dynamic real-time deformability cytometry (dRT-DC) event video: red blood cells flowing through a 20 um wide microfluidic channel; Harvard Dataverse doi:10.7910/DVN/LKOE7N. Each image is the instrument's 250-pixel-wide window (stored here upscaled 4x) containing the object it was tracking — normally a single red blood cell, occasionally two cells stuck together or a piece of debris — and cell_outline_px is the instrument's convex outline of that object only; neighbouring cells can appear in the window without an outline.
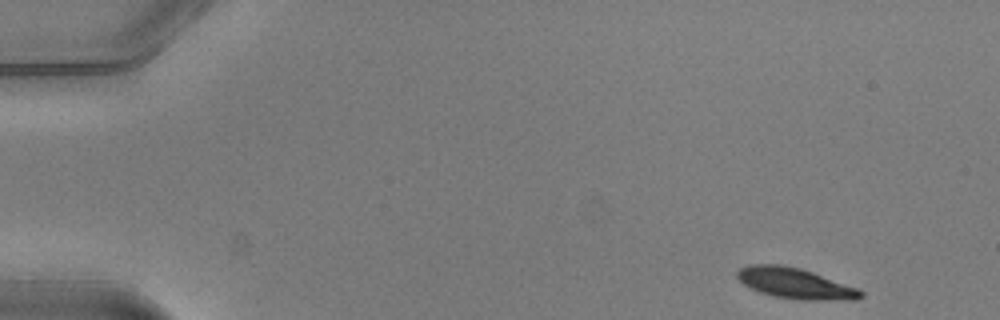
{"species": "common noctule bat (a hibernating species)", "species_latin": "Nyctalus noctula", "temperature_condition": "warm", "stored_images_in_passage": 47, "camera_frame_rate_fps": 3000, "um_per_image_px": 0.085, "animal": {"sex": "male", "body_mass_g": 20.5, "forearm_length_mm": 52.5}, "frame": {"image": 1, "passage_image": 1, "time_ms": 0.0, "image_size_px": [1000, 320], "cell_outline_px": [[864, 296], [856, 300], [800, 300], [772, 296], [760, 292], [744, 284], [736, 276], [736, 272], [740, 268], [752, 264], [780, 264], [800, 268], [860, 288], [864, 292]], "centroid_in_image_um": [67.64, 24.09], "position_along_channel_um": 17.4, "area_um2": 22.25}}
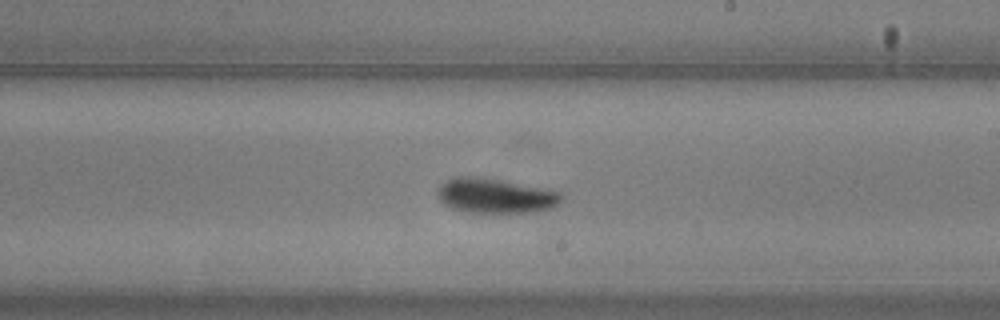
{"frame": {"image": 2, "passage_image": 27, "time_ms": 8.667, "image_size_px": [1000, 320], "cell_outline_px": [[564, 200], [560, 204], [552, 208], [536, 212], [464, 212], [452, 208], [444, 204], [440, 200], [436, 192], [440, 184], [448, 180], [460, 176], [468, 176], [500, 180], [560, 192], [564, 196]], "centroid_in_image_um": [42.12, 16.66], "position_along_channel_um": 246.9, "area_um2": 24.97}}
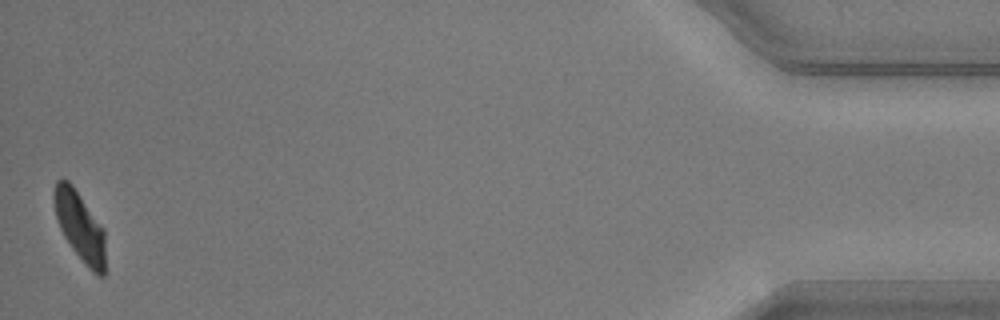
{"frame": {"image": 3, "passage_image": 47, "time_ms": 15.333, "image_size_px": [1000, 320], "cell_outline_px": [[104, 276], [100, 276], [92, 272], [88, 268], [72, 248], [64, 236], [60, 228], [56, 216], [52, 196], [52, 192], [56, 180], [68, 180], [104, 228]], "centroid_in_image_um": [6.76, 19.23], "position_along_channel_um": 428.4, "area_um2": 20.46}, "authors_computed_cell_mechanics": {"area_um2": 23.4668, "velocity_mm_per_s": 3.9985, "shape_relaxation_time_tau1_ms": 1.6642, "shape_relaxation_time_tau2_ms": 3.274, "deformation_change_tau1": 0.1332, "deformation_change_tau2": 0.0643}}